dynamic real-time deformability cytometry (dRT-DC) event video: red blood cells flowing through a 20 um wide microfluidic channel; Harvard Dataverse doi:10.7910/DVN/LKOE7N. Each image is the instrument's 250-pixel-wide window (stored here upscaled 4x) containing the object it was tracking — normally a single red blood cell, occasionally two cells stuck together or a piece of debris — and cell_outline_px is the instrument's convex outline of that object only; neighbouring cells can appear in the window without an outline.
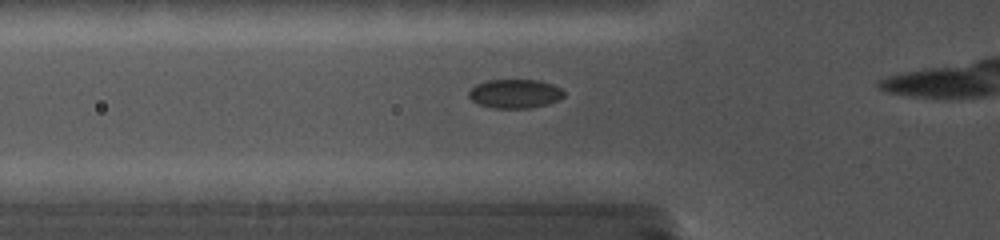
{"species": "common noctule bat (a hibernating species)", "species_latin": "Nyctalus noctula", "temperature_condition": "cold", "stored_images_in_passage": 10, "camera_frame_rate_fps": 5000, "um_per_image_px": 0.085, "animal": {"sex": "female", "body_mass_g": 19.0, "forearm_length_mm": 56.7}, "frame": {"image": 1, "passage_image": 6, "time_ms": 2.2, "image_size_px": [1000, 240], "cell_outline_px": [[564, 96], [560, 100], [548, 104], [528, 108], [492, 108], [480, 104], [472, 100], [468, 96], [468, 92], [476, 84], [488, 80], [540, 80], [552, 84], [560, 88], [564, 92]], "centroid_in_image_um": [43.79, 7.96], "position_along_channel_um": 82.0, "area_um2": 16.07}}
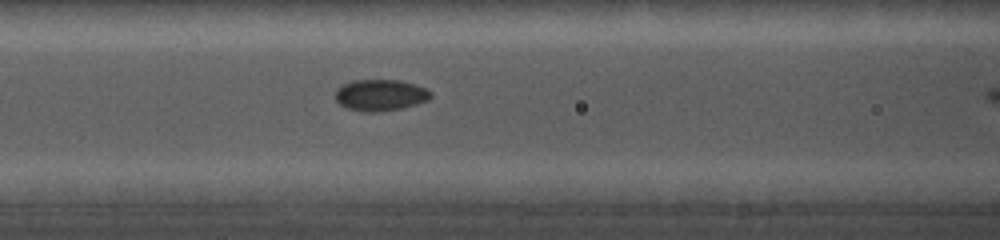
{"frame": {"image": 2, "passage_image": 9, "time_ms": 3.6, "image_size_px": [1000, 240], "cell_outline_px": [[432, 96], [428, 100], [416, 104], [400, 108], [380, 112], [364, 112], [344, 108], [336, 100], [336, 88], [352, 80], [400, 80], [416, 84], [428, 88], [432, 92]], "centroid_in_image_um": [32.34, 8.08], "position_along_channel_um": 134.3, "area_um2": 17.69}}